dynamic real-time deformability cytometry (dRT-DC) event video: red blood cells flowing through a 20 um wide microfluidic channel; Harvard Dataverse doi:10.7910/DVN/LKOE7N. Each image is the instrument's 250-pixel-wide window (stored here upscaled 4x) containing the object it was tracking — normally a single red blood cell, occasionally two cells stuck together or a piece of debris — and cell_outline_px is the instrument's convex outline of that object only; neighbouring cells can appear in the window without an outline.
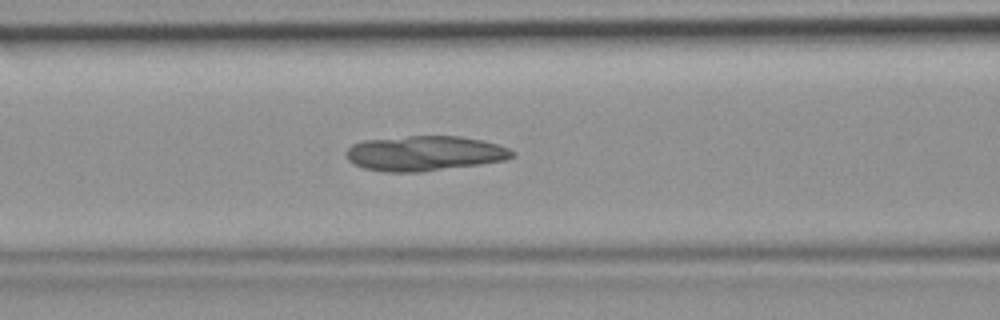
{"species": "common noctule bat (a hibernating species)", "species_latin": "Nyctalus noctula", "temperature_condition": "room temperature", "stored_images_in_passage": 44, "camera_frame_rate_fps": 3000, "um_per_image_px": 0.085, "animal": {"sex": "female", "body_mass_g": 19.9}, "frame": {"image": 1, "passage_image": 18, "time_ms": 5.667, "image_size_px": [1000, 320], "cell_outline_px": [[516, 156], [508, 160], [480, 164], [420, 172], [388, 172], [364, 168], [352, 164], [348, 160], [344, 152], [352, 144], [364, 140], [408, 136], [460, 136], [484, 140], [508, 148], [516, 152]], "centroid_in_image_um": [36.1, 13.03], "position_along_channel_um": 130.5, "area_um2": 34.16}}
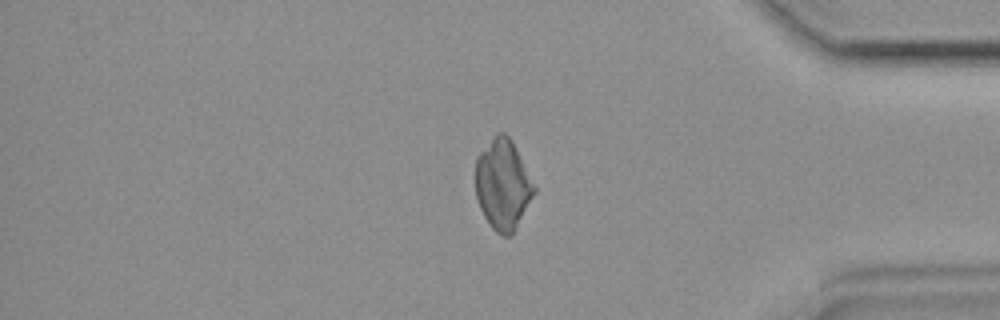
{"frame": {"image": 2, "passage_image": 37, "time_ms": 12.0, "image_size_px": [1000, 320], "cell_outline_px": [[536, 192], [516, 228], [508, 236], [504, 236], [496, 232], [492, 228], [484, 216], [480, 208], [476, 196], [476, 156], [496, 132], [504, 132], [512, 140], [536, 188]], "centroid_in_image_um": [42.73, 15.66], "position_along_channel_um": 392.5, "area_um2": 30.81}}
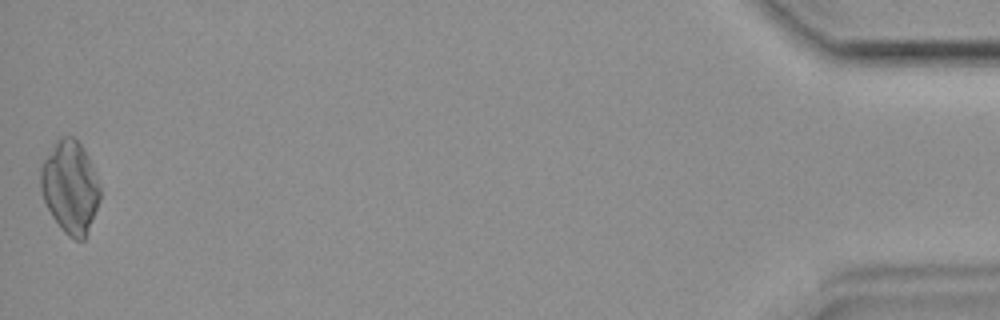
{"frame": {"image": 3, "passage_image": 44, "time_ms": 14.333, "image_size_px": [1000, 320], "cell_outline_px": [[100, 200], [84, 240], [76, 240], [68, 236], [60, 228], [52, 216], [44, 200], [40, 188], [40, 168], [52, 144], [60, 136], [72, 136], [80, 144], [100, 184]], "centroid_in_image_um": [5.94, 15.9], "position_along_channel_um": 429.3, "area_um2": 31.73}}